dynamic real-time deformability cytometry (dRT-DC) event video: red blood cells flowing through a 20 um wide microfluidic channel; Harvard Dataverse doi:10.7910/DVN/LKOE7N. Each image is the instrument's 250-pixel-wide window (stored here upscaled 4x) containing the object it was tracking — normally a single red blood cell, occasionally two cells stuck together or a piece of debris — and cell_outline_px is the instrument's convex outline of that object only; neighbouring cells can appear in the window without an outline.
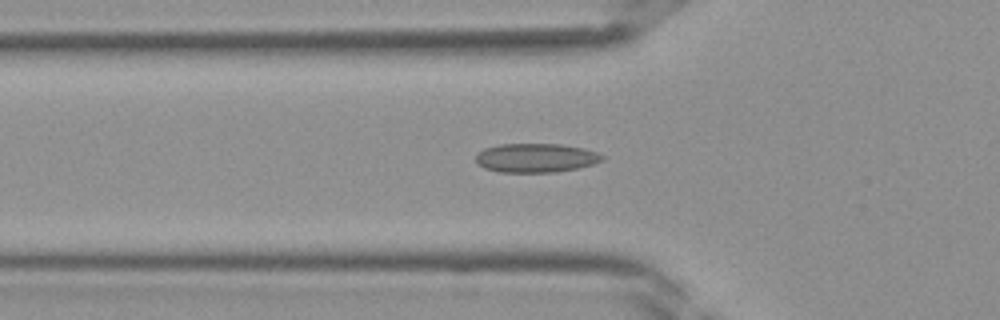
{"species": "Egyptian fruit bat (a non-hibernating species)", "species_latin": "Rousettus aegyptiacus", "temperature_condition": "room temperature", "stored_images_in_passage": 41, "camera_frame_rate_fps": 3000, "um_per_image_px": 0.085, "frame": {"image": 1, "passage_image": 14, "time_ms": 4.333, "image_size_px": [1000, 320], "cell_outline_px": [[604, 160], [592, 164], [576, 168], [552, 172], [500, 172], [484, 168], [476, 164], [476, 156], [484, 148], [500, 144], [560, 144], [584, 148], [596, 152], [604, 156]], "centroid_in_image_um": [45.53, 13.41], "position_along_channel_um": 80.3, "area_um2": 21.27}}
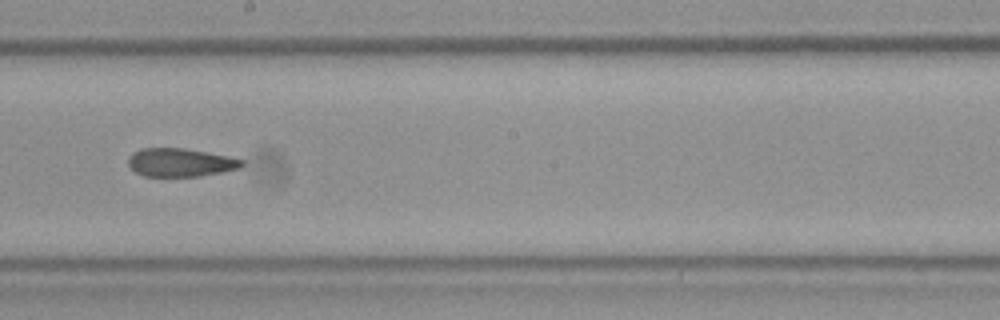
{"frame": {"image": 2, "passage_image": 23, "time_ms": 7.333, "image_size_px": [1000, 320], "cell_outline_px": [[244, 164], [240, 168], [224, 172], [200, 176], [144, 176], [136, 172], [128, 164], [128, 156], [132, 152], [140, 148], [184, 148], [228, 156], [244, 160]], "centroid_in_image_um": [15.33, 13.8], "position_along_channel_um": 232.9, "area_um2": 18.84}}
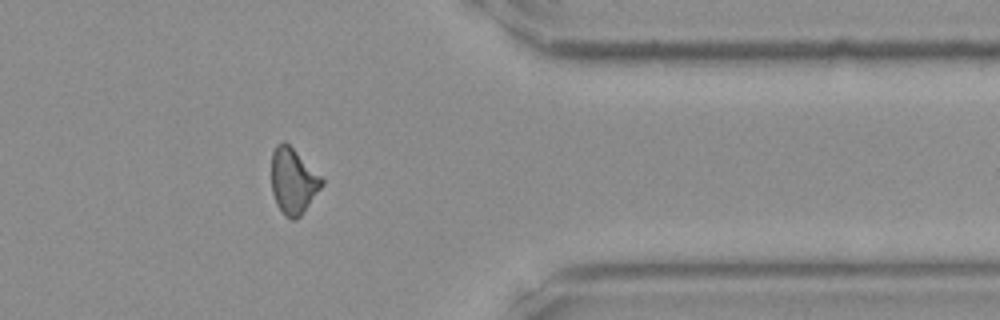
{"frame": {"image": 3, "passage_image": 33, "time_ms": 10.667, "image_size_px": [1000, 320], "cell_outline_px": [[324, 184], [300, 216], [296, 220], [292, 220], [284, 216], [276, 204], [272, 192], [272, 152], [276, 144], [284, 140], [324, 180]], "centroid_in_image_um": [24.9, 15.41], "position_along_channel_um": 386.5, "area_um2": 19.07}}